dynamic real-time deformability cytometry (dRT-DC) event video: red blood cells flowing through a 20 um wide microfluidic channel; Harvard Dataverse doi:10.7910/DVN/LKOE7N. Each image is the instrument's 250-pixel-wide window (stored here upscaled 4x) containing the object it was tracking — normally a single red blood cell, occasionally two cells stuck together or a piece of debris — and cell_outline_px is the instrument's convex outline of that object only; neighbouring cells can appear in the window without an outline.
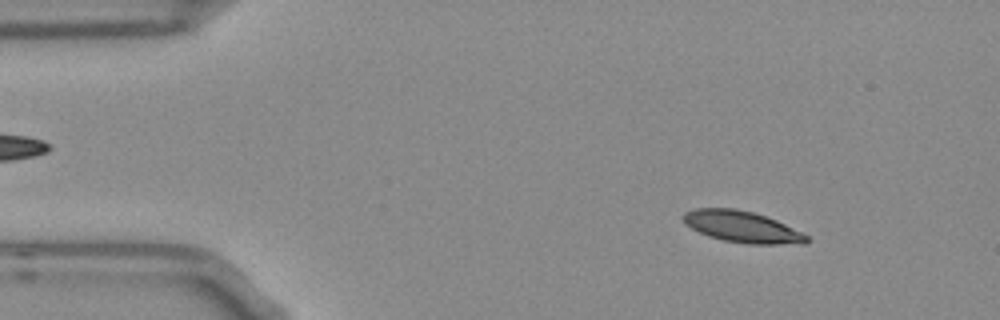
{"species": "Egyptian fruit bat (a non-hibernating species)", "species_latin": "Rousettus aegyptiacus", "temperature_condition": "room temperature", "stored_images_in_passage": 52, "camera_frame_rate_fps": 3000, "um_per_image_px": 0.085, "frame": {"image": 1, "passage_image": 5, "time_ms": 1.333, "image_size_px": [1000, 320], "cell_outline_px": [[812, 240], [804, 244], [748, 244], [724, 240], [708, 236], [684, 224], [680, 216], [684, 212], [696, 208], [736, 208], [752, 212], [776, 220], [804, 232]], "centroid_in_image_um": [63.1, 19.28], "position_along_channel_um": 21.9, "area_um2": 22.83}}
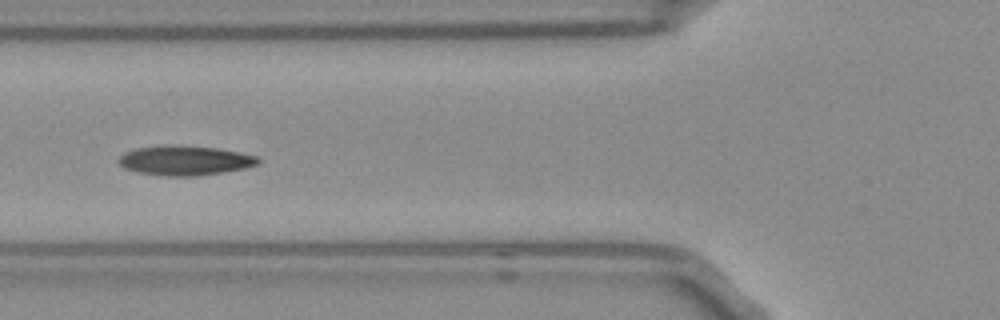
{"frame": {"image": 2, "passage_image": 18, "time_ms": 5.667, "image_size_px": [1000, 320], "cell_outline_px": [[260, 164], [244, 168], [224, 172], [200, 176], [160, 176], [136, 172], [124, 168], [116, 160], [124, 152], [136, 148], [216, 148], [240, 152], [256, 156], [260, 160]], "centroid_in_image_um": [15.73, 13.7], "position_along_channel_um": 110.1, "area_um2": 23.24}}
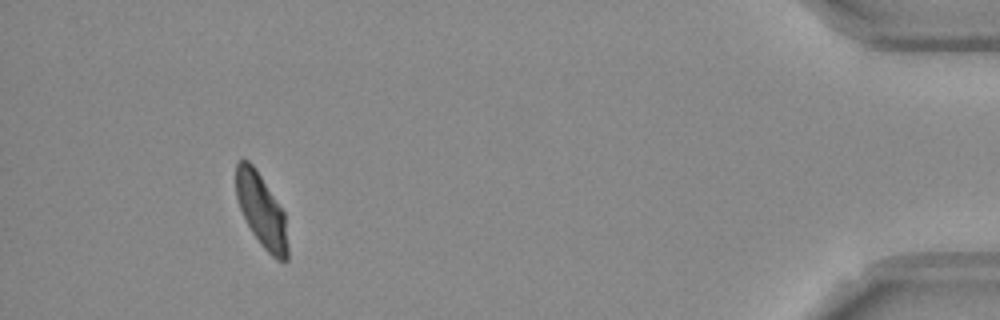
{"frame": {"image": 3, "passage_image": 48, "time_ms": 15.667, "image_size_px": [1000, 320], "cell_outline_px": [[288, 260], [276, 260], [260, 244], [252, 232], [240, 208], [236, 196], [236, 164], [240, 160], [248, 160], [252, 164], [284, 212], [288, 244]], "centroid_in_image_um": [22.23, 17.93], "position_along_channel_um": 413.0, "area_um2": 21.68}, "authors_computed_cell_mechanics": {"area_um2": 23.0044, "velocity_mm_per_s": 3.7174, "shape_relaxation_time_tau1_ms": 4.8451, "shape_relaxation_time_tau2_ms": 3.0471, "deformation_change_tau1": 0.1635, "deformation_change_tau2": 0.0631}}